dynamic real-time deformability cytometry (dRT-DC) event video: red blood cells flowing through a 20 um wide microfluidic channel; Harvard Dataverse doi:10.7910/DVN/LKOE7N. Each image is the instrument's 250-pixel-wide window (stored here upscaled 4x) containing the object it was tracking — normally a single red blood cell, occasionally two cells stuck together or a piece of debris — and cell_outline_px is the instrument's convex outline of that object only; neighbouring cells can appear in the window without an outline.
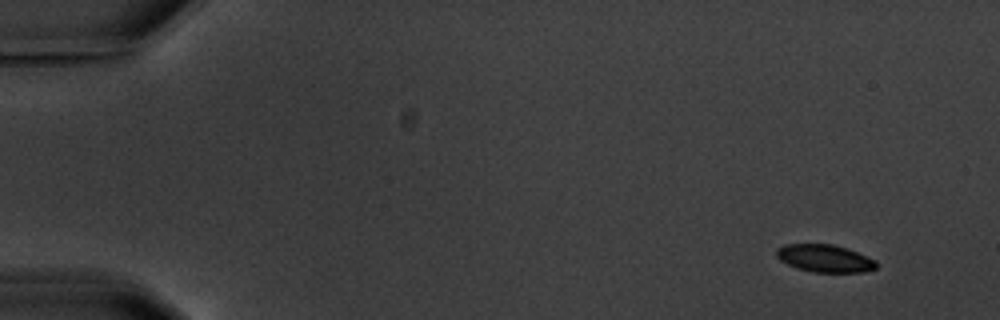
{"species": "common noctule bat (a hibernating species)", "species_latin": "Nyctalus noctula", "temperature_condition": "warm", "stored_images_in_passage": 4, "camera_frame_rate_fps": 3000, "um_per_image_px": 0.085, "animal": {"sex": "male", "body_mass_g": 20.1, "forearm_length_mm": 53.5}, "frame": {"image": 1, "passage_image": 1, "time_ms": 0.0, "image_size_px": [1000, 320], "cell_outline_px": [[876, 268], [864, 272], [812, 272], [796, 268], [780, 260], [776, 256], [776, 248], [784, 244], [832, 244], [848, 248], [876, 260]], "centroid_in_image_um": [70.09, 21.95], "position_along_channel_um": 14.9, "area_um2": 16.13}}